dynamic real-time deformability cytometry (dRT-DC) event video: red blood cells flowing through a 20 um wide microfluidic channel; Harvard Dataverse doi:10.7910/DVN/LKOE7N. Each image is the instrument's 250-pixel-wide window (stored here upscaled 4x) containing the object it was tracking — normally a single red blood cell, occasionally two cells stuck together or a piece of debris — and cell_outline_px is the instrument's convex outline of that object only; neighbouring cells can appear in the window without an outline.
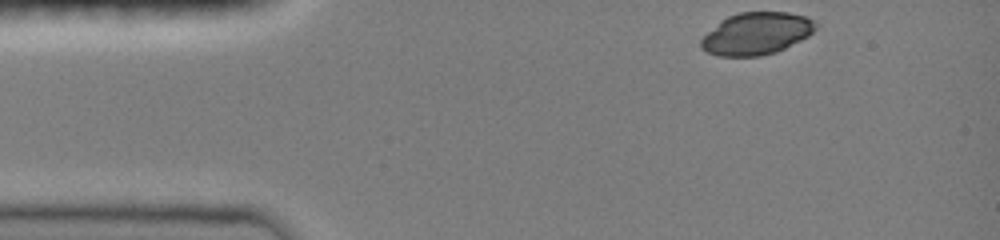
{"species": "common noctule bat (a hibernating species)", "species_latin": "Nyctalus noctula", "temperature_condition": "room temperature", "stored_images_in_passage": 15, "camera_frame_rate_fps": 3000, "um_per_image_px": 0.085, "animal": {"sex": "female", "body_mass_g": 19.0, "forearm_length_mm": 51.5}, "frame": {"image": 1, "passage_image": 1, "time_ms": 0.0, "image_size_px": [1000, 240], "cell_outline_px": [[820, 24], [808, 36], [776, 52], [760, 56], [716, 56], [700, 48], [700, 40], [720, 20], [736, 12], [788, 12], [804, 16]], "centroid_in_image_um": [64.28, 2.85], "position_along_channel_um": 20.7, "area_um2": 28.21}}